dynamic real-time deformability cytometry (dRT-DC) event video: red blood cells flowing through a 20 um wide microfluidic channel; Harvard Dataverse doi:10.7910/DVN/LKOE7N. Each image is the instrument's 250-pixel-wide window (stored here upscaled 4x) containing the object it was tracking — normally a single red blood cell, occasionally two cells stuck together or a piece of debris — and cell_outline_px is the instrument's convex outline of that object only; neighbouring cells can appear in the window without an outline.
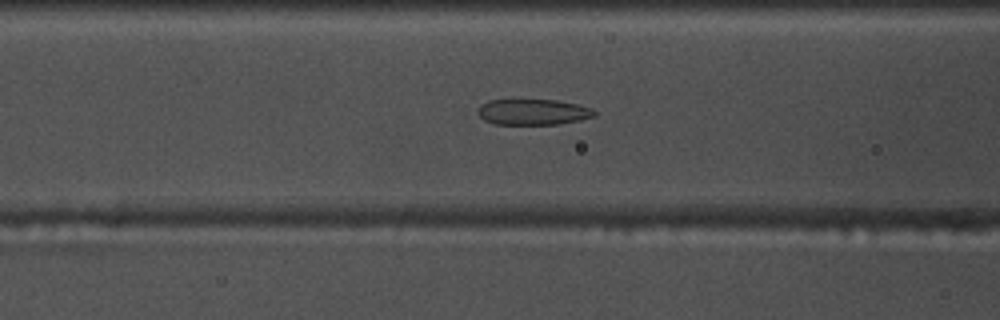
{"species": "common noctule bat (a hibernating species)", "species_latin": "Nyctalus noctula", "temperature_condition": "warm", "stored_images_in_passage": 47, "camera_frame_rate_fps": 3000, "um_per_image_px": 0.085, "animal": {"sex": "male", "body_mass_g": 17.5, "forearm_length_mm": 52.3}, "frame": {"image": 1, "passage_image": 18, "time_ms": 5.667, "image_size_px": [1000, 320], "cell_outline_px": [[596, 116], [580, 120], [560, 124], [496, 124], [484, 120], [476, 112], [488, 100], [556, 100], [576, 104], [592, 108], [596, 112]], "centroid_in_image_um": [45.34, 9.52], "position_along_channel_um": 121.3, "area_um2": 17.4}}
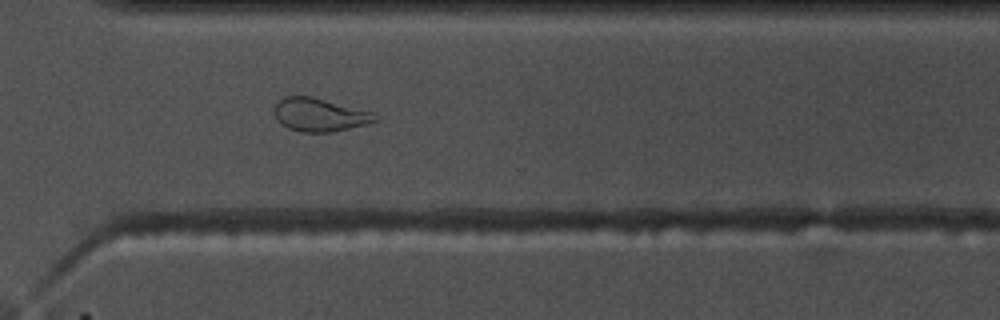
{"frame": {"image": 2, "passage_image": 36, "time_ms": 11.667, "image_size_px": [1000, 320], "cell_outline_px": [[380, 120], [332, 132], [300, 132], [288, 128], [280, 124], [276, 120], [276, 104], [284, 96], [312, 96], [372, 112], [380, 116]], "centroid_in_image_um": [27.18, 9.76], "position_along_channel_um": 343.4, "area_um2": 19.42}}
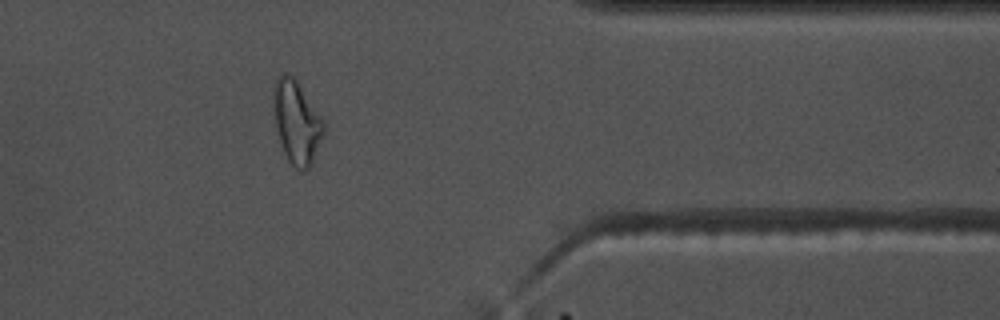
{"frame": {"image": 3, "passage_image": 41, "time_ms": 13.333, "image_size_px": [1000, 320], "cell_outline_px": [[324, 132], [312, 164], [304, 172], [296, 168], [288, 160], [284, 152], [276, 128], [272, 92], [272, 88], [276, 76], [284, 72], [292, 76], [296, 80], [324, 120]], "centroid_in_image_um": [25.2, 10.36], "position_along_channel_um": 386.2, "area_um2": 24.22}, "authors_computed_cell_mechanics": {"area_um2": 19.7098, "velocity_mm_per_s": 3.7042, "shape_relaxation_time_tau1_ms": 8.2841, "shape_relaxation_time_tau2_ms": 2.3489, "deformation_change_tau1": 0.2181, "deformation_change_tau2": 0.1142}}